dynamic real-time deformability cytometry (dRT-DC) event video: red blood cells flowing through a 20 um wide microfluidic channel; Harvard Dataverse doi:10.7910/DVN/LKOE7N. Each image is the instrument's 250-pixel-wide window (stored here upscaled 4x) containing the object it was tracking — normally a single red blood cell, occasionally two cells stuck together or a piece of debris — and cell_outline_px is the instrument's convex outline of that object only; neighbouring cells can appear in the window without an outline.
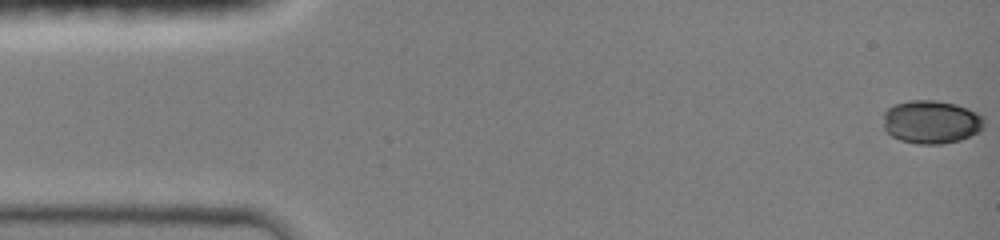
{"species": "common noctule bat (a hibernating species)", "species_latin": "Nyctalus noctula", "temperature_condition": "room temperature", "stored_images_in_passage": 11, "camera_frame_rate_fps": 3000, "um_per_image_px": 0.085, "animal": {"sex": "female", "body_mass_g": 19.0, "forearm_length_mm": 51.5}, "frame": {"image": 1, "passage_image": 1, "time_ms": 0.0, "image_size_px": [1000, 240], "cell_outline_px": [[984, 128], [980, 132], [960, 140], [940, 144], [916, 144], [900, 140], [892, 136], [884, 128], [884, 112], [888, 108], [896, 104], [908, 100], [936, 100], [956, 104], [968, 108], [976, 112], [984, 120]], "centroid_in_image_um": [79.17, 10.37], "position_along_channel_um": 5.8, "area_um2": 25.55}}
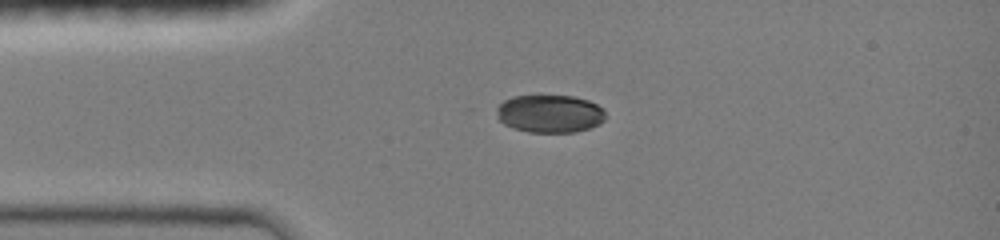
{"frame": {"image": 2, "passage_image": 11, "time_ms": 3.333, "image_size_px": [1000, 240], "cell_outline_px": [[604, 120], [588, 128], [572, 132], [528, 132], [512, 128], [504, 124], [496, 116], [496, 108], [504, 100], [512, 96], [572, 96], [588, 100], [604, 108]], "centroid_in_image_um": [46.69, 9.66], "position_along_channel_um": 38.3, "area_um2": 23.93}}